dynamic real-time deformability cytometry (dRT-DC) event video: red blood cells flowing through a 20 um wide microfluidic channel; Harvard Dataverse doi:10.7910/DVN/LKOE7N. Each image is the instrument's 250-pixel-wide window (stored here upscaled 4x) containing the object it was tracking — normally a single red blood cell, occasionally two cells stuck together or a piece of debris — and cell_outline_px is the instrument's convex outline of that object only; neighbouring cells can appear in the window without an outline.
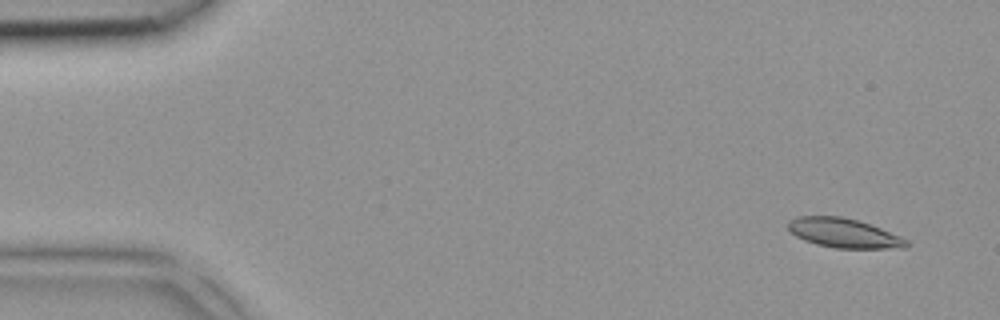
{"species": "common noctule bat (a hibernating species)", "species_latin": "Nyctalus noctula", "temperature_condition": "room temperature", "stored_images_in_passage": 4, "camera_frame_rate_fps": 3000, "um_per_image_px": 0.085, "animal": {"sex": "female", "body_mass_g": 18.4}, "frame": {"image": 1, "passage_image": 1, "time_ms": 0.0, "image_size_px": [1000, 320], "cell_outline_px": [[908, 244], [904, 248], [836, 248], [816, 244], [804, 240], [796, 236], [788, 228], [788, 220], [800, 216], [840, 216], [856, 220], [880, 228], [900, 236], [908, 240]], "centroid_in_image_um": [71.71, 19.81], "position_along_channel_um": 13.3, "area_um2": 20.0}}
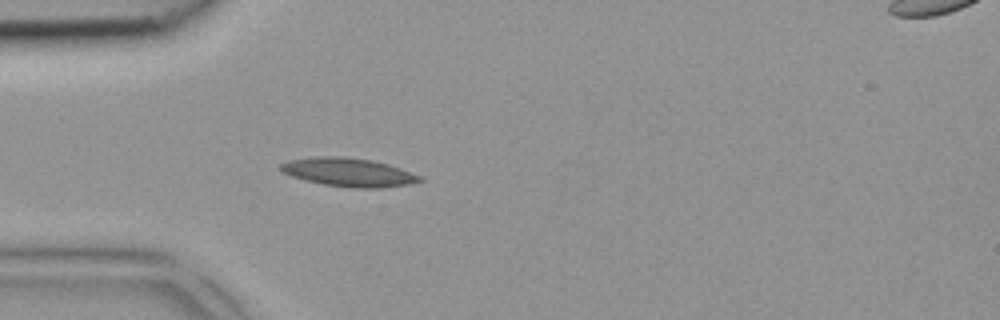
{"frame": {"image": 2, "passage_image": 4, "time_ms": 1.0, "image_size_px": [1000, 320], "cell_outline_px": [[424, 180], [408, 184], [384, 188], [352, 188], [324, 184], [292, 176], [284, 172], [280, 168], [280, 164], [288, 160], [316, 156], [344, 156], [372, 160], [388, 164], [400, 168], [420, 176]], "centroid_in_image_um": [29.64, 14.63], "position_along_channel_um": 55.4, "area_um2": 23.0}}